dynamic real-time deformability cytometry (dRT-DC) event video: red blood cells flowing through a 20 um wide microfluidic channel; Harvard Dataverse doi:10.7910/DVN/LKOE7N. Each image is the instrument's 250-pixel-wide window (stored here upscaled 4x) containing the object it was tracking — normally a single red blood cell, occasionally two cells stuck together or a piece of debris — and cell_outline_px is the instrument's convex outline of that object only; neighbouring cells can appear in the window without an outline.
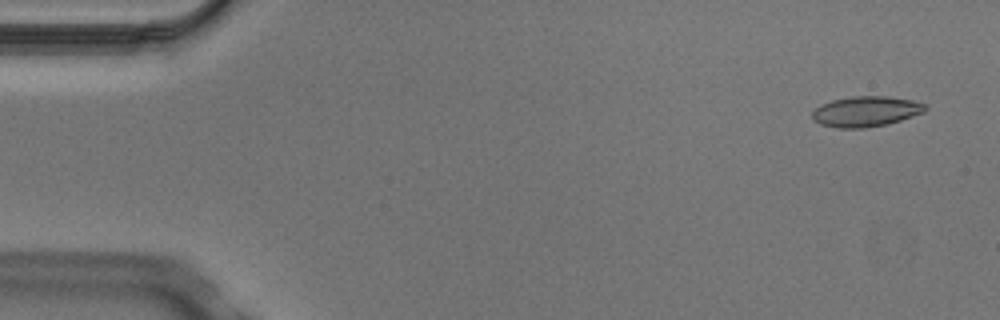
{"species": "Egyptian fruit bat (a non-hibernating species)", "species_latin": "Rousettus aegyptiacus", "temperature_condition": "cold", "stored_images_in_passage": 4, "camera_frame_rate_fps": 3000, "um_per_image_px": 0.085, "animal": {"sex": "male"}, "frame": {"image": 1, "passage_image": 1, "time_ms": 0.0, "image_size_px": [1000, 320], "cell_outline_px": [[928, 108], [924, 112], [888, 124], [864, 128], [836, 128], [820, 124], [812, 120], [812, 112], [820, 104], [832, 100], [852, 96], [888, 96], [912, 100], [928, 104]], "centroid_in_image_um": [73.6, 9.47], "position_along_channel_um": 11.4, "area_um2": 20.23}}
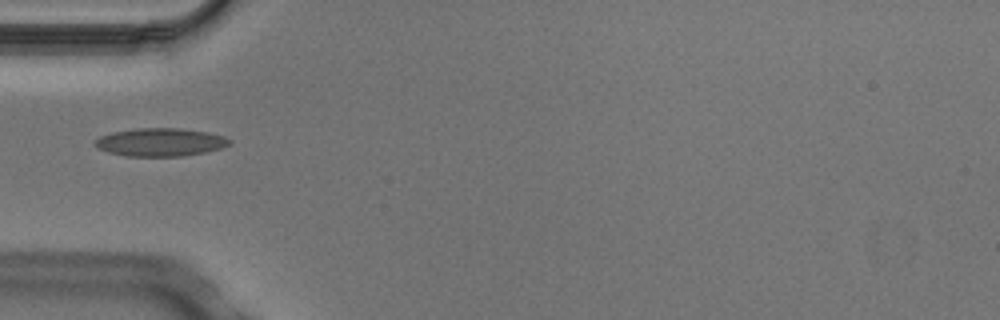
{"frame": {"image": 2, "passage_image": 4, "time_ms": 1.0, "image_size_px": [1000, 320], "cell_outline_px": [[232, 144], [220, 148], [204, 152], [184, 156], [124, 156], [108, 152], [92, 144], [100, 136], [112, 132], [136, 128], [180, 128], [208, 132], [224, 136], [232, 140]], "centroid_in_image_um": [13.64, 12.08], "position_along_channel_um": 71.4, "area_um2": 22.08}}